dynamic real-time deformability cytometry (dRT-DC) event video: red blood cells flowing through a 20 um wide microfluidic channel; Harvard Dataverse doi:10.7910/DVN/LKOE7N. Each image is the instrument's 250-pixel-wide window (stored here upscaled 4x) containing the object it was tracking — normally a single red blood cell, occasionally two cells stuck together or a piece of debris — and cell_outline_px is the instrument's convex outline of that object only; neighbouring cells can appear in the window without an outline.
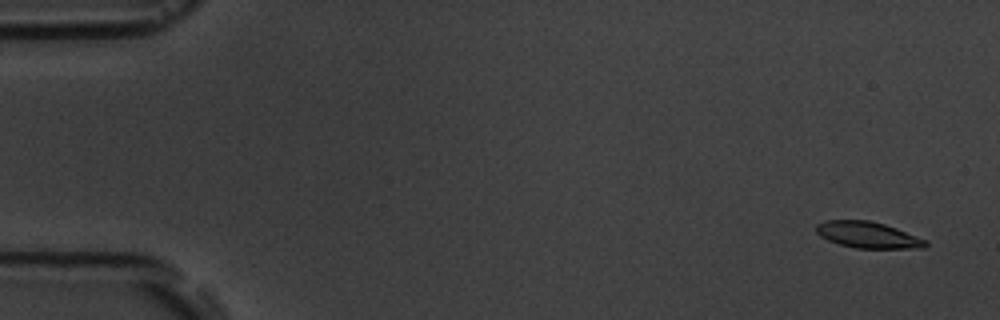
{"species": "common noctule bat (a hibernating species)", "species_latin": "Nyctalus noctula", "temperature_condition": "room temperature", "stored_images_in_passage": 5, "camera_frame_rate_fps": 3000, "um_per_image_px": 0.085, "animal": {"sex": "male", "body_mass_g": 19.5, "forearm_length_mm": 54.6}, "frame": {"image": 1, "passage_image": 1, "time_ms": 0.0, "image_size_px": [1000, 320], "cell_outline_px": [[928, 244], [924, 248], [856, 248], [840, 244], [828, 240], [820, 236], [816, 232], [816, 224], [824, 220], [868, 220], [884, 224], [896, 228], [928, 240]], "centroid_in_image_um": [73.77, 19.96], "position_along_channel_um": 11.2, "area_um2": 16.76}}